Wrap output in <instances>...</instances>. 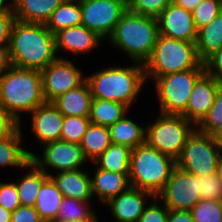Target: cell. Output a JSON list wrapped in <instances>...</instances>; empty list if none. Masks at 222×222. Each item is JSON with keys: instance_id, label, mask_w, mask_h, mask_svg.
I'll return each instance as SVG.
<instances>
[{"instance_id": "cell-24", "label": "cell", "mask_w": 222, "mask_h": 222, "mask_svg": "<svg viewBox=\"0 0 222 222\" xmlns=\"http://www.w3.org/2000/svg\"><path fill=\"white\" fill-rule=\"evenodd\" d=\"M127 113L121 120L109 126L110 139L112 144L127 146L134 149L145 143L146 127L135 123L128 118Z\"/></svg>"}, {"instance_id": "cell-17", "label": "cell", "mask_w": 222, "mask_h": 222, "mask_svg": "<svg viewBox=\"0 0 222 222\" xmlns=\"http://www.w3.org/2000/svg\"><path fill=\"white\" fill-rule=\"evenodd\" d=\"M55 49L58 53L67 51L75 57L91 53L100 47L104 41L96 32L89 30L84 25L72 26L54 34Z\"/></svg>"}, {"instance_id": "cell-31", "label": "cell", "mask_w": 222, "mask_h": 222, "mask_svg": "<svg viewBox=\"0 0 222 222\" xmlns=\"http://www.w3.org/2000/svg\"><path fill=\"white\" fill-rule=\"evenodd\" d=\"M110 132L108 127L90 123L83 136L80 147L85 157L91 162L97 159L110 145Z\"/></svg>"}, {"instance_id": "cell-36", "label": "cell", "mask_w": 222, "mask_h": 222, "mask_svg": "<svg viewBox=\"0 0 222 222\" xmlns=\"http://www.w3.org/2000/svg\"><path fill=\"white\" fill-rule=\"evenodd\" d=\"M222 12V0H203L191 13L197 30Z\"/></svg>"}, {"instance_id": "cell-11", "label": "cell", "mask_w": 222, "mask_h": 222, "mask_svg": "<svg viewBox=\"0 0 222 222\" xmlns=\"http://www.w3.org/2000/svg\"><path fill=\"white\" fill-rule=\"evenodd\" d=\"M80 9L81 25L107 40L127 11V2L124 0H80Z\"/></svg>"}, {"instance_id": "cell-14", "label": "cell", "mask_w": 222, "mask_h": 222, "mask_svg": "<svg viewBox=\"0 0 222 222\" xmlns=\"http://www.w3.org/2000/svg\"><path fill=\"white\" fill-rule=\"evenodd\" d=\"M159 35L188 42H195L197 28L192 13L173 2L157 17Z\"/></svg>"}, {"instance_id": "cell-7", "label": "cell", "mask_w": 222, "mask_h": 222, "mask_svg": "<svg viewBox=\"0 0 222 222\" xmlns=\"http://www.w3.org/2000/svg\"><path fill=\"white\" fill-rule=\"evenodd\" d=\"M145 127V142L175 160L182 154L188 136L196 128L183 115L161 113H158L154 122L148 123Z\"/></svg>"}, {"instance_id": "cell-13", "label": "cell", "mask_w": 222, "mask_h": 222, "mask_svg": "<svg viewBox=\"0 0 222 222\" xmlns=\"http://www.w3.org/2000/svg\"><path fill=\"white\" fill-rule=\"evenodd\" d=\"M66 57L57 58L41 71L42 91L46 102H52L67 91L80 86L86 76ZM84 75V76H83Z\"/></svg>"}, {"instance_id": "cell-16", "label": "cell", "mask_w": 222, "mask_h": 222, "mask_svg": "<svg viewBox=\"0 0 222 222\" xmlns=\"http://www.w3.org/2000/svg\"><path fill=\"white\" fill-rule=\"evenodd\" d=\"M221 87L216 78L205 72L195 83L186 111L182 115L197 126L212 107L215 95Z\"/></svg>"}, {"instance_id": "cell-28", "label": "cell", "mask_w": 222, "mask_h": 222, "mask_svg": "<svg viewBox=\"0 0 222 222\" xmlns=\"http://www.w3.org/2000/svg\"><path fill=\"white\" fill-rule=\"evenodd\" d=\"M130 110L120 102L93 98L89 119L93 124L109 127L121 120Z\"/></svg>"}, {"instance_id": "cell-23", "label": "cell", "mask_w": 222, "mask_h": 222, "mask_svg": "<svg viewBox=\"0 0 222 222\" xmlns=\"http://www.w3.org/2000/svg\"><path fill=\"white\" fill-rule=\"evenodd\" d=\"M23 127L11 137L0 139V166L25 169L33 152L23 146Z\"/></svg>"}, {"instance_id": "cell-19", "label": "cell", "mask_w": 222, "mask_h": 222, "mask_svg": "<svg viewBox=\"0 0 222 222\" xmlns=\"http://www.w3.org/2000/svg\"><path fill=\"white\" fill-rule=\"evenodd\" d=\"M95 174L91 179L92 195L97 196L99 204L103 205L110 199L127 191L131 185L129 174H120L108 170H102L95 166Z\"/></svg>"}, {"instance_id": "cell-45", "label": "cell", "mask_w": 222, "mask_h": 222, "mask_svg": "<svg viewBox=\"0 0 222 222\" xmlns=\"http://www.w3.org/2000/svg\"><path fill=\"white\" fill-rule=\"evenodd\" d=\"M167 222H194L191 211L169 210Z\"/></svg>"}, {"instance_id": "cell-42", "label": "cell", "mask_w": 222, "mask_h": 222, "mask_svg": "<svg viewBox=\"0 0 222 222\" xmlns=\"http://www.w3.org/2000/svg\"><path fill=\"white\" fill-rule=\"evenodd\" d=\"M205 72L222 85V47L210 55L204 62Z\"/></svg>"}, {"instance_id": "cell-47", "label": "cell", "mask_w": 222, "mask_h": 222, "mask_svg": "<svg viewBox=\"0 0 222 222\" xmlns=\"http://www.w3.org/2000/svg\"><path fill=\"white\" fill-rule=\"evenodd\" d=\"M203 0H172L174 4L192 12Z\"/></svg>"}, {"instance_id": "cell-27", "label": "cell", "mask_w": 222, "mask_h": 222, "mask_svg": "<svg viewBox=\"0 0 222 222\" xmlns=\"http://www.w3.org/2000/svg\"><path fill=\"white\" fill-rule=\"evenodd\" d=\"M25 170L28 171L24 172L15 184L21 205L34 207L41 185L49 176L39 170L31 161L25 166Z\"/></svg>"}, {"instance_id": "cell-38", "label": "cell", "mask_w": 222, "mask_h": 222, "mask_svg": "<svg viewBox=\"0 0 222 222\" xmlns=\"http://www.w3.org/2000/svg\"><path fill=\"white\" fill-rule=\"evenodd\" d=\"M172 0H129L127 10L142 16L157 18Z\"/></svg>"}, {"instance_id": "cell-25", "label": "cell", "mask_w": 222, "mask_h": 222, "mask_svg": "<svg viewBox=\"0 0 222 222\" xmlns=\"http://www.w3.org/2000/svg\"><path fill=\"white\" fill-rule=\"evenodd\" d=\"M63 194L56 183L49 176L41 185L38 193L35 209L44 222H54L58 216Z\"/></svg>"}, {"instance_id": "cell-8", "label": "cell", "mask_w": 222, "mask_h": 222, "mask_svg": "<svg viewBox=\"0 0 222 222\" xmlns=\"http://www.w3.org/2000/svg\"><path fill=\"white\" fill-rule=\"evenodd\" d=\"M205 69H189L156 78L154 91L159 112L165 115H182L187 108L190 94Z\"/></svg>"}, {"instance_id": "cell-49", "label": "cell", "mask_w": 222, "mask_h": 222, "mask_svg": "<svg viewBox=\"0 0 222 222\" xmlns=\"http://www.w3.org/2000/svg\"><path fill=\"white\" fill-rule=\"evenodd\" d=\"M14 12L12 3L9 0H0V13Z\"/></svg>"}, {"instance_id": "cell-20", "label": "cell", "mask_w": 222, "mask_h": 222, "mask_svg": "<svg viewBox=\"0 0 222 222\" xmlns=\"http://www.w3.org/2000/svg\"><path fill=\"white\" fill-rule=\"evenodd\" d=\"M63 197L75 198L82 201H92L91 179L88 171L82 169L62 171L51 174Z\"/></svg>"}, {"instance_id": "cell-33", "label": "cell", "mask_w": 222, "mask_h": 222, "mask_svg": "<svg viewBox=\"0 0 222 222\" xmlns=\"http://www.w3.org/2000/svg\"><path fill=\"white\" fill-rule=\"evenodd\" d=\"M90 123L89 117L64 116L60 140L80 144Z\"/></svg>"}, {"instance_id": "cell-1", "label": "cell", "mask_w": 222, "mask_h": 222, "mask_svg": "<svg viewBox=\"0 0 222 222\" xmlns=\"http://www.w3.org/2000/svg\"><path fill=\"white\" fill-rule=\"evenodd\" d=\"M12 66L42 71L57 58L54 34L45 24L25 23L16 20L10 36Z\"/></svg>"}, {"instance_id": "cell-37", "label": "cell", "mask_w": 222, "mask_h": 222, "mask_svg": "<svg viewBox=\"0 0 222 222\" xmlns=\"http://www.w3.org/2000/svg\"><path fill=\"white\" fill-rule=\"evenodd\" d=\"M199 190L202 200L222 201V176L219 171L199 176Z\"/></svg>"}, {"instance_id": "cell-39", "label": "cell", "mask_w": 222, "mask_h": 222, "mask_svg": "<svg viewBox=\"0 0 222 222\" xmlns=\"http://www.w3.org/2000/svg\"><path fill=\"white\" fill-rule=\"evenodd\" d=\"M150 202L145 206L139 222H167L168 208L163 203L160 205L156 196Z\"/></svg>"}, {"instance_id": "cell-6", "label": "cell", "mask_w": 222, "mask_h": 222, "mask_svg": "<svg viewBox=\"0 0 222 222\" xmlns=\"http://www.w3.org/2000/svg\"><path fill=\"white\" fill-rule=\"evenodd\" d=\"M189 69H205L204 63L198 58L195 42L158 35L151 56L144 63L146 82Z\"/></svg>"}, {"instance_id": "cell-18", "label": "cell", "mask_w": 222, "mask_h": 222, "mask_svg": "<svg viewBox=\"0 0 222 222\" xmlns=\"http://www.w3.org/2000/svg\"><path fill=\"white\" fill-rule=\"evenodd\" d=\"M31 132L39 145L60 140L64 115L52 102H45L30 113Z\"/></svg>"}, {"instance_id": "cell-21", "label": "cell", "mask_w": 222, "mask_h": 222, "mask_svg": "<svg viewBox=\"0 0 222 222\" xmlns=\"http://www.w3.org/2000/svg\"><path fill=\"white\" fill-rule=\"evenodd\" d=\"M93 96L86 80L52 101L64 116L89 117Z\"/></svg>"}, {"instance_id": "cell-40", "label": "cell", "mask_w": 222, "mask_h": 222, "mask_svg": "<svg viewBox=\"0 0 222 222\" xmlns=\"http://www.w3.org/2000/svg\"><path fill=\"white\" fill-rule=\"evenodd\" d=\"M0 205L11 212L21 205L15 181L0 183Z\"/></svg>"}, {"instance_id": "cell-29", "label": "cell", "mask_w": 222, "mask_h": 222, "mask_svg": "<svg viewBox=\"0 0 222 222\" xmlns=\"http://www.w3.org/2000/svg\"><path fill=\"white\" fill-rule=\"evenodd\" d=\"M80 1L63 0L53 11L45 26L53 33L81 25Z\"/></svg>"}, {"instance_id": "cell-53", "label": "cell", "mask_w": 222, "mask_h": 222, "mask_svg": "<svg viewBox=\"0 0 222 222\" xmlns=\"http://www.w3.org/2000/svg\"><path fill=\"white\" fill-rule=\"evenodd\" d=\"M12 4L16 1V0H9Z\"/></svg>"}, {"instance_id": "cell-46", "label": "cell", "mask_w": 222, "mask_h": 222, "mask_svg": "<svg viewBox=\"0 0 222 222\" xmlns=\"http://www.w3.org/2000/svg\"><path fill=\"white\" fill-rule=\"evenodd\" d=\"M12 66L9 45H0V77Z\"/></svg>"}, {"instance_id": "cell-2", "label": "cell", "mask_w": 222, "mask_h": 222, "mask_svg": "<svg viewBox=\"0 0 222 222\" xmlns=\"http://www.w3.org/2000/svg\"><path fill=\"white\" fill-rule=\"evenodd\" d=\"M133 63L130 66L113 64L86 75L93 98L120 102L132 108L147 83L144 64Z\"/></svg>"}, {"instance_id": "cell-52", "label": "cell", "mask_w": 222, "mask_h": 222, "mask_svg": "<svg viewBox=\"0 0 222 222\" xmlns=\"http://www.w3.org/2000/svg\"><path fill=\"white\" fill-rule=\"evenodd\" d=\"M218 171H219L220 175L222 176V155H220V158H219V168H218Z\"/></svg>"}, {"instance_id": "cell-3", "label": "cell", "mask_w": 222, "mask_h": 222, "mask_svg": "<svg viewBox=\"0 0 222 222\" xmlns=\"http://www.w3.org/2000/svg\"><path fill=\"white\" fill-rule=\"evenodd\" d=\"M46 101L41 71L11 66L0 77V104L21 124V113L30 114Z\"/></svg>"}, {"instance_id": "cell-9", "label": "cell", "mask_w": 222, "mask_h": 222, "mask_svg": "<svg viewBox=\"0 0 222 222\" xmlns=\"http://www.w3.org/2000/svg\"><path fill=\"white\" fill-rule=\"evenodd\" d=\"M220 153L213 135L200 132L197 128L188 136L177 166L195 176L218 172Z\"/></svg>"}, {"instance_id": "cell-4", "label": "cell", "mask_w": 222, "mask_h": 222, "mask_svg": "<svg viewBox=\"0 0 222 222\" xmlns=\"http://www.w3.org/2000/svg\"><path fill=\"white\" fill-rule=\"evenodd\" d=\"M158 35L157 18L127 10L107 41L113 45V49L129 56L132 62L144 64L153 52Z\"/></svg>"}, {"instance_id": "cell-32", "label": "cell", "mask_w": 222, "mask_h": 222, "mask_svg": "<svg viewBox=\"0 0 222 222\" xmlns=\"http://www.w3.org/2000/svg\"><path fill=\"white\" fill-rule=\"evenodd\" d=\"M91 202L63 197L58 216L54 222H71L90 218L96 212L91 208L93 207L92 204L90 205Z\"/></svg>"}, {"instance_id": "cell-35", "label": "cell", "mask_w": 222, "mask_h": 222, "mask_svg": "<svg viewBox=\"0 0 222 222\" xmlns=\"http://www.w3.org/2000/svg\"><path fill=\"white\" fill-rule=\"evenodd\" d=\"M190 211L194 222H222V201L201 199Z\"/></svg>"}, {"instance_id": "cell-34", "label": "cell", "mask_w": 222, "mask_h": 222, "mask_svg": "<svg viewBox=\"0 0 222 222\" xmlns=\"http://www.w3.org/2000/svg\"><path fill=\"white\" fill-rule=\"evenodd\" d=\"M203 133L213 135L222 129V87L215 95L212 107L207 115L196 126Z\"/></svg>"}, {"instance_id": "cell-10", "label": "cell", "mask_w": 222, "mask_h": 222, "mask_svg": "<svg viewBox=\"0 0 222 222\" xmlns=\"http://www.w3.org/2000/svg\"><path fill=\"white\" fill-rule=\"evenodd\" d=\"M42 149V157L33 153L30 161L48 176L51 175L49 168L55 173L72 171L82 169L88 161L79 144L56 140L44 144Z\"/></svg>"}, {"instance_id": "cell-44", "label": "cell", "mask_w": 222, "mask_h": 222, "mask_svg": "<svg viewBox=\"0 0 222 222\" xmlns=\"http://www.w3.org/2000/svg\"><path fill=\"white\" fill-rule=\"evenodd\" d=\"M16 21L14 12L0 13V45H9L11 29Z\"/></svg>"}, {"instance_id": "cell-41", "label": "cell", "mask_w": 222, "mask_h": 222, "mask_svg": "<svg viewBox=\"0 0 222 222\" xmlns=\"http://www.w3.org/2000/svg\"><path fill=\"white\" fill-rule=\"evenodd\" d=\"M21 128V123L0 104V139L13 136Z\"/></svg>"}, {"instance_id": "cell-48", "label": "cell", "mask_w": 222, "mask_h": 222, "mask_svg": "<svg viewBox=\"0 0 222 222\" xmlns=\"http://www.w3.org/2000/svg\"><path fill=\"white\" fill-rule=\"evenodd\" d=\"M12 212L0 205V222H11Z\"/></svg>"}, {"instance_id": "cell-12", "label": "cell", "mask_w": 222, "mask_h": 222, "mask_svg": "<svg viewBox=\"0 0 222 222\" xmlns=\"http://www.w3.org/2000/svg\"><path fill=\"white\" fill-rule=\"evenodd\" d=\"M199 176L188 173L178 166L174 168L169 180L156 196L169 210L190 211L201 200Z\"/></svg>"}, {"instance_id": "cell-22", "label": "cell", "mask_w": 222, "mask_h": 222, "mask_svg": "<svg viewBox=\"0 0 222 222\" xmlns=\"http://www.w3.org/2000/svg\"><path fill=\"white\" fill-rule=\"evenodd\" d=\"M63 0H16L13 10L16 20L25 23L46 24Z\"/></svg>"}, {"instance_id": "cell-30", "label": "cell", "mask_w": 222, "mask_h": 222, "mask_svg": "<svg viewBox=\"0 0 222 222\" xmlns=\"http://www.w3.org/2000/svg\"><path fill=\"white\" fill-rule=\"evenodd\" d=\"M131 150L127 146L111 144L92 164L102 170L129 174Z\"/></svg>"}, {"instance_id": "cell-50", "label": "cell", "mask_w": 222, "mask_h": 222, "mask_svg": "<svg viewBox=\"0 0 222 222\" xmlns=\"http://www.w3.org/2000/svg\"><path fill=\"white\" fill-rule=\"evenodd\" d=\"M213 136L217 149L219 150L220 155H222V129L213 134Z\"/></svg>"}, {"instance_id": "cell-43", "label": "cell", "mask_w": 222, "mask_h": 222, "mask_svg": "<svg viewBox=\"0 0 222 222\" xmlns=\"http://www.w3.org/2000/svg\"><path fill=\"white\" fill-rule=\"evenodd\" d=\"M11 222H44L35 207L20 205L11 214Z\"/></svg>"}, {"instance_id": "cell-26", "label": "cell", "mask_w": 222, "mask_h": 222, "mask_svg": "<svg viewBox=\"0 0 222 222\" xmlns=\"http://www.w3.org/2000/svg\"><path fill=\"white\" fill-rule=\"evenodd\" d=\"M195 46L202 62L222 47V12L197 31Z\"/></svg>"}, {"instance_id": "cell-15", "label": "cell", "mask_w": 222, "mask_h": 222, "mask_svg": "<svg viewBox=\"0 0 222 222\" xmlns=\"http://www.w3.org/2000/svg\"><path fill=\"white\" fill-rule=\"evenodd\" d=\"M153 197L148 191L130 187L104 205L108 206L115 222H139L145 206Z\"/></svg>"}, {"instance_id": "cell-5", "label": "cell", "mask_w": 222, "mask_h": 222, "mask_svg": "<svg viewBox=\"0 0 222 222\" xmlns=\"http://www.w3.org/2000/svg\"><path fill=\"white\" fill-rule=\"evenodd\" d=\"M176 166L175 159L150 147L145 142L131 150L130 185L157 196L166 185Z\"/></svg>"}, {"instance_id": "cell-51", "label": "cell", "mask_w": 222, "mask_h": 222, "mask_svg": "<svg viewBox=\"0 0 222 222\" xmlns=\"http://www.w3.org/2000/svg\"><path fill=\"white\" fill-rule=\"evenodd\" d=\"M96 214L98 213L95 212L90 218H87L85 220H76V221H71V222H99Z\"/></svg>"}]
</instances>
